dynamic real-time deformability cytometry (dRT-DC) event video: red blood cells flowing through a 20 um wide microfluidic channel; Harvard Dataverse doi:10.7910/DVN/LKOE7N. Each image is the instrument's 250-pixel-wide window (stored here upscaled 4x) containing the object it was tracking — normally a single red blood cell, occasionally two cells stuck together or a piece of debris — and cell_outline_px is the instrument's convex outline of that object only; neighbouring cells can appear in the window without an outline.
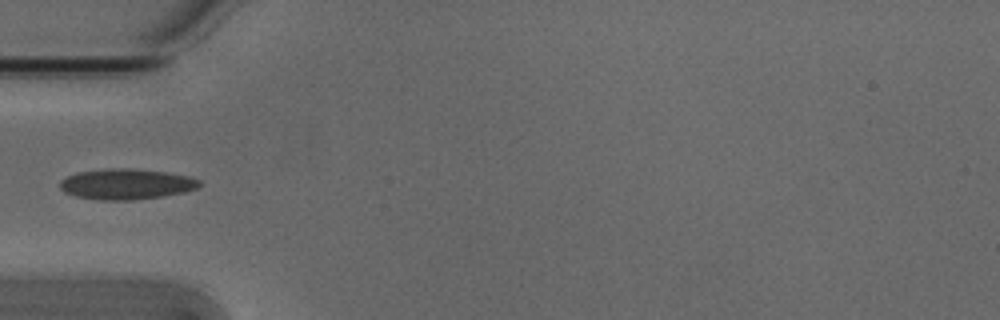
{"species": "Egyptian fruit bat (a non-hibernating species)", "species_latin": "Rousettus aegyptiacus", "temperature_condition": "cold", "stored_images_in_passage": 2, "camera_frame_rate_fps": 3000, "um_per_image_px": 0.085, "animal": {"sex": "male"}, "frame": {"image": 1, "passage_image": 1, "time_ms": 0.0, "image_size_px": [1000, 320], "cell_outline_px": [[200, 184], [196, 188], [184, 192], [164, 196], [132, 200], [96, 200], [76, 196], [64, 192], [60, 188], [60, 180], [68, 176], [80, 172], [108, 168], [132, 168], [164, 172], [188, 176], [200, 180]], "centroid_in_image_um": [10.72, 15.65], "position_along_channel_um": 74.3, "area_um2": 24.8}}